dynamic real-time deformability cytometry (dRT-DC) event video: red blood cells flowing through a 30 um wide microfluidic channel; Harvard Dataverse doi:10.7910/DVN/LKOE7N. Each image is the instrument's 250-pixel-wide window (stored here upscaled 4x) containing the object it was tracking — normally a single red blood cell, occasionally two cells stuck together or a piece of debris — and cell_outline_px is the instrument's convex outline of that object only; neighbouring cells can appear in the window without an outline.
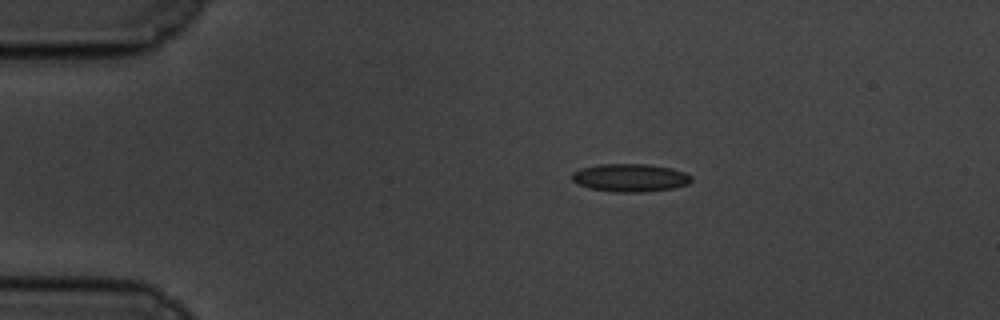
{"species": "common noctule bat (a hibernating species)", "species_latin": "Nyctalus noctula", "temperature_condition": "cold", "stored_images_in_passage": 48, "camera_frame_rate_fps": 3000, "um_per_image_px": 0.085, "animal": {"sex": "male", "body_mass_g": 19.5, "forearm_length_mm": 54.6}, "frame": {"image": 1, "passage_image": 1, "time_ms": 0.0, "image_size_px": [1000, 320], "cell_outline_px": [[692, 180], [688, 184], [672, 188], [644, 192], [616, 192], [588, 188], [576, 184], [572, 180], [572, 172], [580, 168], [596, 164], [648, 164], [672, 168], [684, 172], [692, 176]], "centroid_in_image_um": [53.53, 15.1], "position_along_channel_um": 31.5, "area_um2": 19.65}}
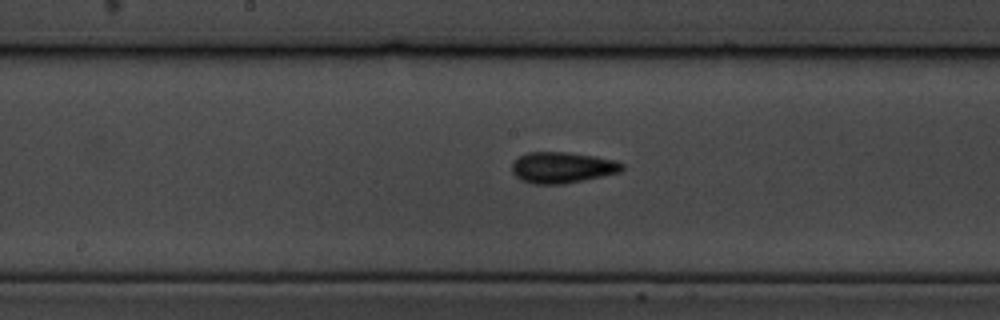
{"frame": {"image": 2, "passage_image": 20, "time_ms": 6.333, "image_size_px": [1000, 320], "cell_outline_px": [[624, 168], [620, 172], [564, 184], [532, 184], [520, 180], [512, 172], [512, 160], [528, 152], [568, 152], [596, 156], [616, 160], [624, 164]], "centroid_in_image_um": [47.78, 14.23], "position_along_channel_um": 200.4, "area_um2": 20.11}}
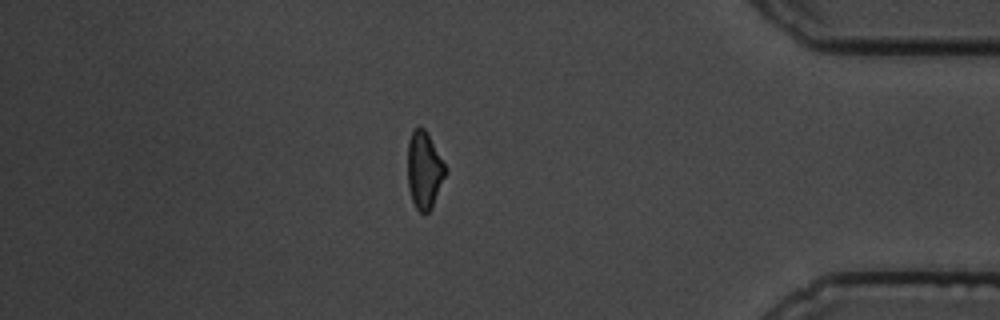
{"frame": {"image": 3, "passage_image": 40, "time_ms": 13.0, "image_size_px": [1000, 320], "cell_outline_px": [[448, 172], [432, 208], [428, 212], [420, 212], [416, 208], [412, 200], [408, 188], [408, 140], [412, 128], [420, 124], [428, 132], [448, 168]], "centroid_in_image_um": [36.08, 14.4], "position_along_channel_um": 399.1, "area_um2": 17.63}, "authors_computed_cell_mechanics": {"area_um2": 18.4093, "velocity_mm_per_s": 3.4712, "shape_relaxation_time_tau1_ms": 4.7861, "shape_relaxation_time_tau2_ms": 8.4991, "deformation_change_tau1": 0.0942, "deformation_change_tau2": 0.1304}}